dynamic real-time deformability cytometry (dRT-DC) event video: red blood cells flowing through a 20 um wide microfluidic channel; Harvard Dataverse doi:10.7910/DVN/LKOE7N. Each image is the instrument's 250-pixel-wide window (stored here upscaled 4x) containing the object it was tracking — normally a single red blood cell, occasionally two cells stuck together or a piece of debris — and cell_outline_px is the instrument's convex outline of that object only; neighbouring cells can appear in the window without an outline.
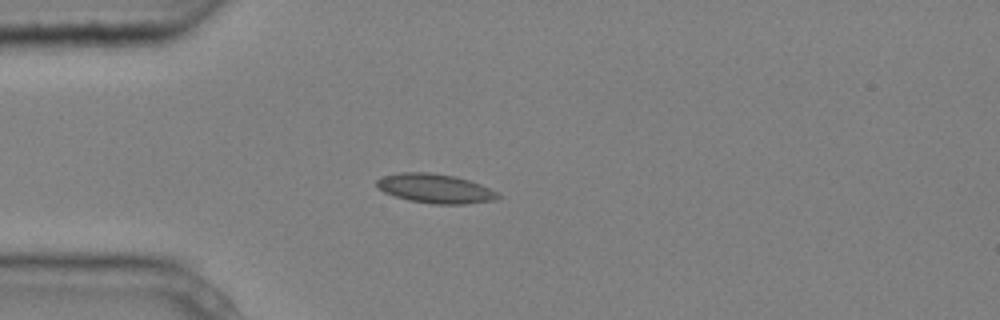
{"species": "common noctule bat (a hibernating species)", "species_latin": "Nyctalus noctula", "temperature_condition": "cold", "stored_images_in_passage": 4, "camera_frame_rate_fps": 3000, "um_per_image_px": 0.085, "animal": {"sex": "male", "body_mass_g": 20.4}, "frame": {"image": 1, "passage_image": 3, "time_ms": 0.667, "image_size_px": [1000, 320], "cell_outline_px": [[504, 196], [496, 200], [468, 204], [432, 204], [408, 200], [384, 192], [376, 184], [376, 180], [384, 176], [400, 172], [428, 172], [456, 176], [480, 184]], "centroid_in_image_um": [37.03, 16.03], "position_along_channel_um": 48.0, "area_um2": 20.69}}